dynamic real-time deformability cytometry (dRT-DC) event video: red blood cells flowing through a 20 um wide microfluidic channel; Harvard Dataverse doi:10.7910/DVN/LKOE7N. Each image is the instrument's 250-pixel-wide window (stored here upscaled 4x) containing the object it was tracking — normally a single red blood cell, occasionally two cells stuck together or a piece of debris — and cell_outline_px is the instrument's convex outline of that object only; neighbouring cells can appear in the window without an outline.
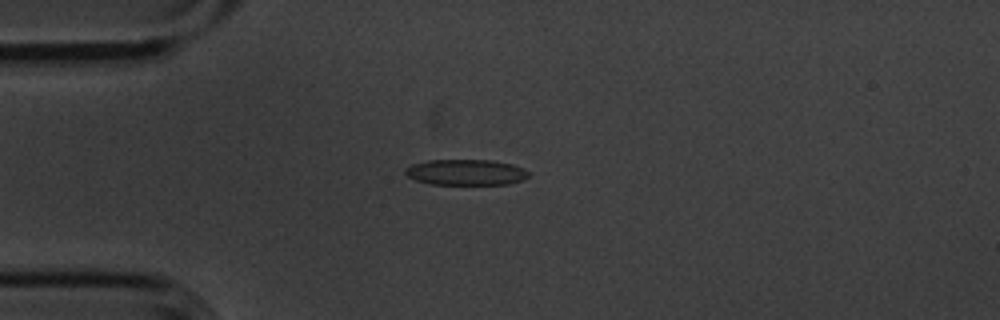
{"species": "common noctule bat (a hibernating species)", "species_latin": "Nyctalus noctula", "temperature_condition": "cold", "stored_images_in_passage": 6, "camera_frame_rate_fps": 3000, "um_per_image_px": 0.085, "animal": {"sex": "male", "body_mass_g": 20.1, "forearm_length_mm": 53.5}, "frame": {"image": 1, "passage_image": 5, "time_ms": 1.333, "image_size_px": [1000, 320], "cell_outline_px": [[528, 176], [520, 180], [508, 184], [428, 184], [416, 180], [408, 176], [404, 172], [404, 168], [412, 164], [428, 160], [492, 160], [512, 164], [524, 168], [528, 172]], "centroid_in_image_um": [39.57, 14.64], "position_along_channel_um": 45.4, "area_um2": 18.5}}
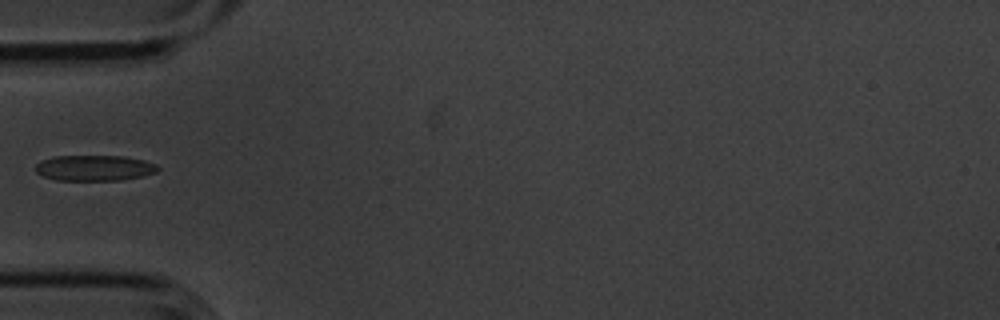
{"frame": {"image": 2, "passage_image": 6, "time_ms": 1.667, "image_size_px": [1000, 320], "cell_outline_px": [[160, 168], [156, 172], [144, 176], [120, 180], [56, 180], [44, 176], [36, 172], [36, 164], [52, 156], [124, 156], [144, 160], [156, 164]], "centroid_in_image_um": [8.06, 14.27], "position_along_channel_um": 76.9, "area_um2": 18.26}}